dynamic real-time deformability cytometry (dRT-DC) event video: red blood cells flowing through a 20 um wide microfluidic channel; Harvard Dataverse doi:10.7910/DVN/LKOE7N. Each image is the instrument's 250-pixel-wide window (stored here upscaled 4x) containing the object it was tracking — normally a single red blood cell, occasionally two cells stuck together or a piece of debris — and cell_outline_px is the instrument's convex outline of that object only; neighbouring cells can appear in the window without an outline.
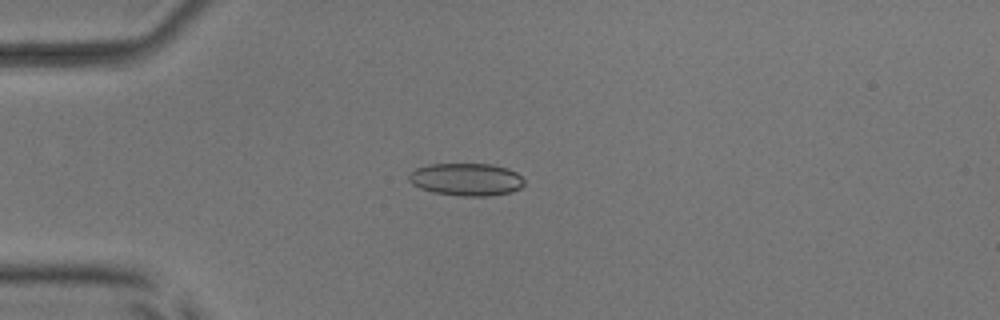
{"species": "common noctule bat (a hibernating species)", "species_latin": "Nyctalus noctula", "temperature_condition": "room temperature", "stored_images_in_passage": 42, "camera_frame_rate_fps": 3000, "um_per_image_px": 0.085, "animal": {"sex": "male", "body_mass_g": 17.9, "forearm_length_mm": 54.2}, "frame": {"image": 1, "passage_image": 2, "time_ms": 0.333, "image_size_px": [1000, 320], "cell_outline_px": [[524, 184], [520, 188], [512, 192], [488, 196], [460, 196], [432, 192], [420, 188], [412, 184], [408, 180], [408, 176], [416, 168], [428, 164], [492, 164], [508, 168], [516, 172], [524, 180]], "centroid_in_image_um": [39.64, 15.25], "position_along_channel_um": 45.4, "area_um2": 22.02}}
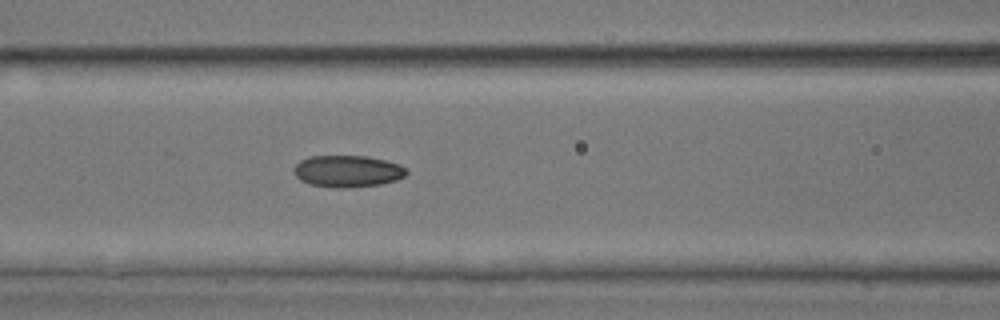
{"frame": {"image": 2, "passage_image": 11, "time_ms": 3.333, "image_size_px": [1000, 320], "cell_outline_px": [[408, 172], [404, 176], [396, 180], [380, 184], [344, 188], [332, 188], [308, 184], [300, 180], [292, 172], [296, 164], [300, 160], [308, 156], [368, 156], [400, 164]], "centroid_in_image_um": [29.5, 14.55], "position_along_channel_um": 137.1, "area_um2": 20.98}}
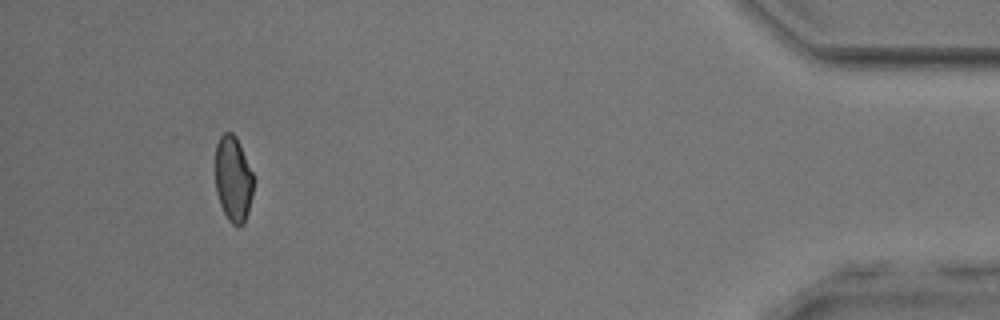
{"frame": {"image": 3, "passage_image": 38, "time_ms": 12.333, "image_size_px": [1000, 320], "cell_outline_px": [[252, 196], [248, 212], [244, 224], [240, 228], [232, 224], [228, 220], [220, 204], [216, 192], [216, 144], [220, 136], [224, 132], [232, 132], [236, 136], [240, 144], [252, 172]], "centroid_in_image_um": [19.81, 15.23], "position_along_channel_um": 415.4, "area_um2": 19.02}, "authors_computed_cell_mechanics": {"area_um2": 20.3167, "velocity_mm_per_s": 3.8175, "shape_relaxation_time_tau1_ms": 3.1789, "shape_relaxation_time_tau2_ms": 3.3822, "deformation_change_tau1": 0.1059, "deformation_change_tau2": 0.077}}